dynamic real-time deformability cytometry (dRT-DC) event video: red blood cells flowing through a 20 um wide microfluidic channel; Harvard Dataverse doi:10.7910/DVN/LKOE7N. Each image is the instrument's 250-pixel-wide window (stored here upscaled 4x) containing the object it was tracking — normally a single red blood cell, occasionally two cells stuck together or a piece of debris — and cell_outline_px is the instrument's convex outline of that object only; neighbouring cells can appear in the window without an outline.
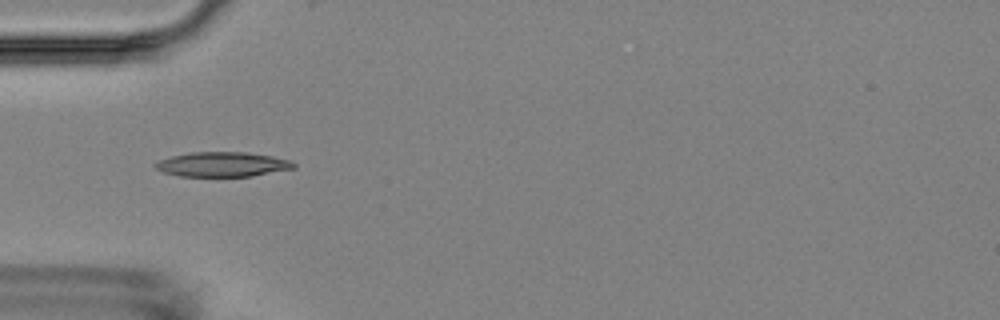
{"species": "Egyptian fruit bat (a non-hibernating species)", "species_latin": "Rousettus aegyptiacus", "temperature_condition": "room temperature", "stored_images_in_passage": 5, "camera_frame_rate_fps": 3000, "um_per_image_px": 0.085, "animal": {"sex": "female"}, "frame": {"image": 1, "passage_image": 3, "time_ms": 2.667, "image_size_px": [1000, 320], "cell_outline_px": [[296, 168], [252, 176], [180, 176], [164, 172], [156, 168], [152, 164], [160, 160], [172, 156], [192, 152], [248, 152], [272, 156], [288, 160], [296, 164]], "centroid_in_image_um": [18.92, 13.97], "position_along_channel_um": 66.1, "area_um2": 19.83}}
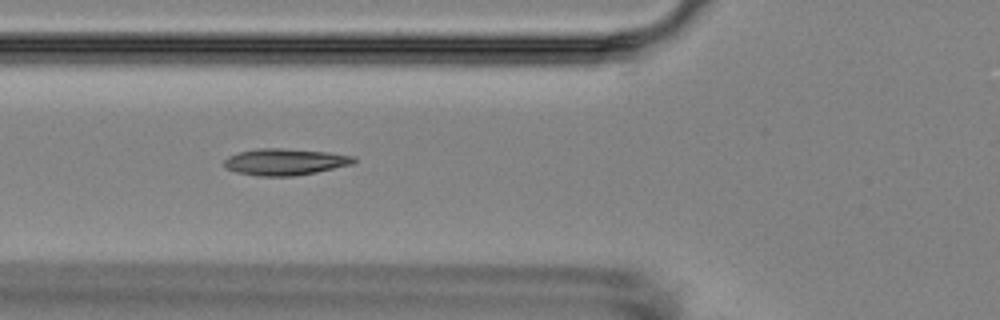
{"frame": {"image": 2, "passage_image": 4, "time_ms": 3.667, "image_size_px": [1000, 320], "cell_outline_px": [[356, 160], [352, 164], [316, 172], [292, 176], [256, 176], [236, 172], [224, 168], [224, 160], [228, 156], [240, 152], [256, 148], [280, 148], [328, 152], [356, 156]], "centroid_in_image_um": [24.2, 13.76], "position_along_channel_um": 101.6, "area_um2": 20.11}}